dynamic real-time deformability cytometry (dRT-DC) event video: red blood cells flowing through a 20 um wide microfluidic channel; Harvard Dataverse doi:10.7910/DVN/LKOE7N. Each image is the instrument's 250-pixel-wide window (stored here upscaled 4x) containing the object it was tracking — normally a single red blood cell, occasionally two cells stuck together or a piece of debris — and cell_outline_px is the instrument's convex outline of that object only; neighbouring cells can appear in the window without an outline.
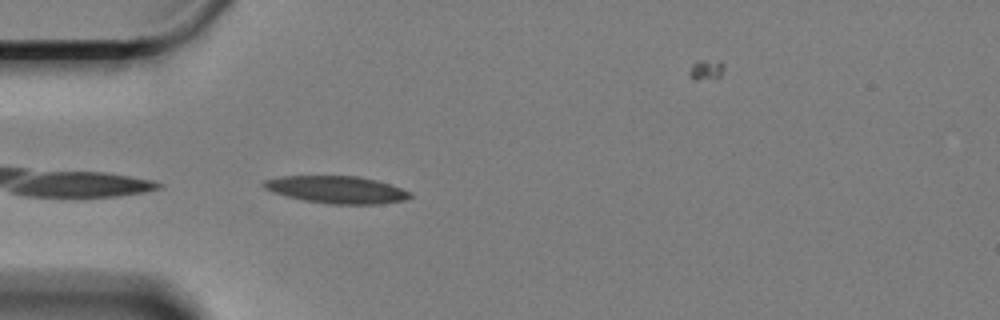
{"species": "Egyptian fruit bat (a non-hibernating species)", "species_latin": "Rousettus aegyptiacus", "temperature_condition": "cold", "stored_images_in_passage": 27, "camera_frame_rate_fps": 3000, "um_per_image_px": 0.085, "animal": {"sex": "female"}, "frame": {"image": 1, "passage_image": 1, "time_ms": 0.0, "image_size_px": [1000, 320], "cell_outline_px": [[412, 196], [404, 200], [380, 204], [332, 204], [304, 200], [272, 192], [264, 188], [260, 184], [264, 180], [280, 176], [360, 176], [376, 180], [412, 192]], "centroid_in_image_um": [28.6, 16.11], "position_along_channel_um": 56.4, "area_um2": 23.24}}
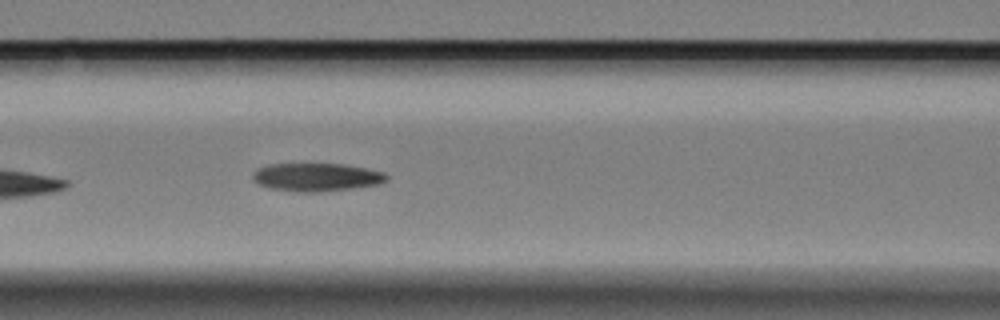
{"frame": {"image": 2, "passage_image": 9, "time_ms": 2.667, "image_size_px": [1000, 320], "cell_outline_px": [[388, 180], [380, 184], [352, 188], [320, 192], [296, 192], [268, 188], [256, 184], [252, 180], [252, 172], [256, 168], [268, 164], [344, 164], [384, 172], [388, 176]], "centroid_in_image_um": [26.84, 15.06], "position_along_channel_um": 139.8, "area_um2": 22.25}}
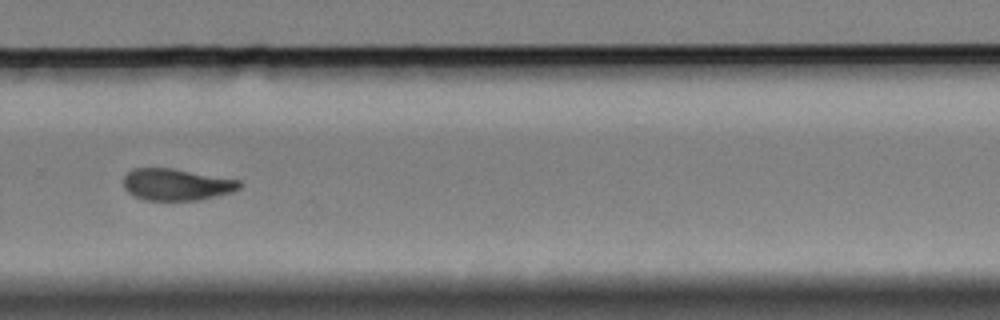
{"frame": {"image": 3, "passage_image": 25, "time_ms": 8.0, "image_size_px": [1000, 320], "cell_outline_px": [[244, 184], [240, 188], [232, 192], [200, 200], [144, 200], [132, 196], [124, 188], [124, 176], [132, 168], [172, 168], [240, 180]], "centroid_in_image_um": [15.0, 15.69], "position_along_channel_um": 314.8, "area_um2": 21.62}}